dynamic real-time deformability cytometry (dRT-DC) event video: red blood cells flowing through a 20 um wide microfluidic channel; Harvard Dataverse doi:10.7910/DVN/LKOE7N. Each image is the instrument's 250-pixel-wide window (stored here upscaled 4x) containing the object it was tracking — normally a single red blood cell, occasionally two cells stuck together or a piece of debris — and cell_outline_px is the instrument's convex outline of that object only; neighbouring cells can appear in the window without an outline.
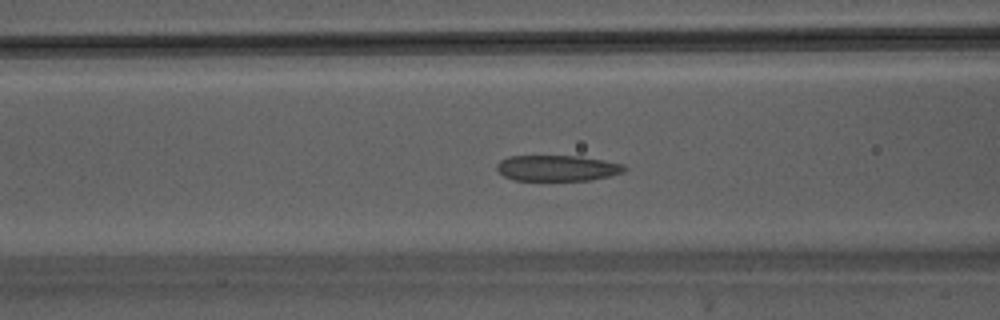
{"species": "Egyptian fruit bat (a non-hibernating species)", "species_latin": "Rousettus aegyptiacus", "temperature_condition": "warm", "stored_images_in_passage": 36, "camera_frame_rate_fps": 3000, "um_per_image_px": 0.085, "animal": {"sex": "male"}, "frame": {"image": 1, "passage_image": 13, "time_ms": 4.0, "image_size_px": [1000, 320], "cell_outline_px": [[628, 168], [624, 172], [592, 180], [516, 180], [504, 176], [496, 168], [496, 164], [500, 160], [508, 156], [580, 156], [604, 160], [624, 164]], "centroid_in_image_um": [47.39, 14.28], "position_along_channel_um": 119.2, "area_um2": 19.25}}
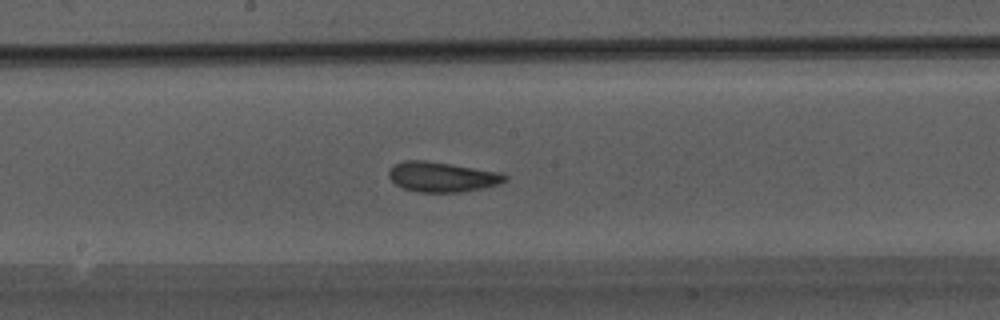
{"frame": {"image": 2, "passage_image": 19, "time_ms": 6.0, "image_size_px": [1000, 320], "cell_outline_px": [[508, 180], [500, 184], [460, 192], [416, 192], [404, 188], [396, 184], [388, 176], [388, 172], [392, 164], [404, 160], [428, 160], [500, 172], [508, 176]], "centroid_in_image_um": [37.56, 15.02], "position_along_channel_um": 210.6, "area_um2": 20.46}}
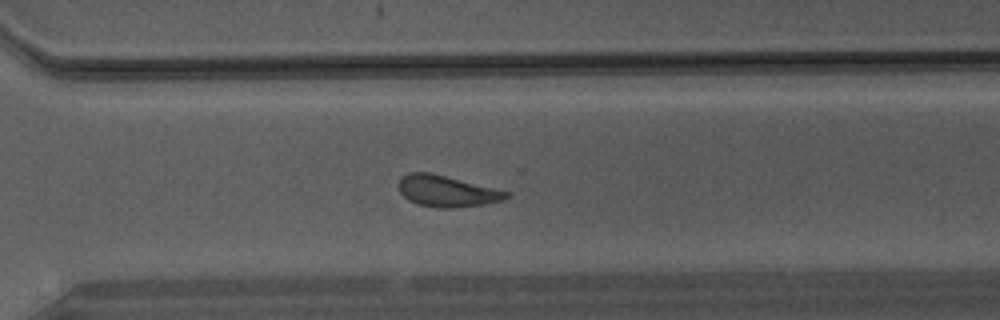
{"frame": {"image": 3, "passage_image": 27, "time_ms": 8.667, "image_size_px": [1000, 320], "cell_outline_px": [[508, 196], [504, 200], [484, 204], [456, 208], [436, 208], [420, 204], [408, 200], [400, 192], [400, 180], [408, 172], [432, 172], [508, 192]], "centroid_in_image_um": [37.97, 16.25], "position_along_channel_um": 332.6, "area_um2": 19.36}}